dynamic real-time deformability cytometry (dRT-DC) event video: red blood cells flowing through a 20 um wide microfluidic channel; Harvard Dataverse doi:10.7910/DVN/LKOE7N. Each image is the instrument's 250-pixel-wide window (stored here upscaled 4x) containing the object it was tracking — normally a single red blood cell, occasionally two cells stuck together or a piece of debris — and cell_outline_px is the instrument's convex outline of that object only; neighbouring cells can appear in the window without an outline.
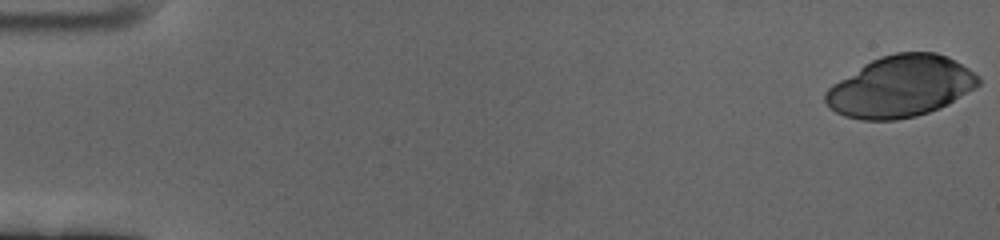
{"species": "human", "species_latin": "Homo sapiens", "temperature_condition": "cold", "stored_images_in_passage": 60, "camera_frame_rate_fps": 3000, "um_per_image_px": 0.085, "donor": {"sex": "female"}, "frame": {"image": 1, "passage_image": 1, "time_ms": 0.0, "image_size_px": [1000, 240], "cell_outline_px": [[980, 84], [976, 88], [948, 104], [940, 108], [916, 116], [896, 120], [860, 120], [844, 116], [836, 112], [824, 100], [824, 92], [832, 84], [864, 64], [880, 56], [896, 52], [936, 52], [948, 56], [956, 60], [980, 76]], "centroid_in_image_um": [76.57, 7.35], "position_along_channel_um": 8.4, "area_um2": 54.91}}
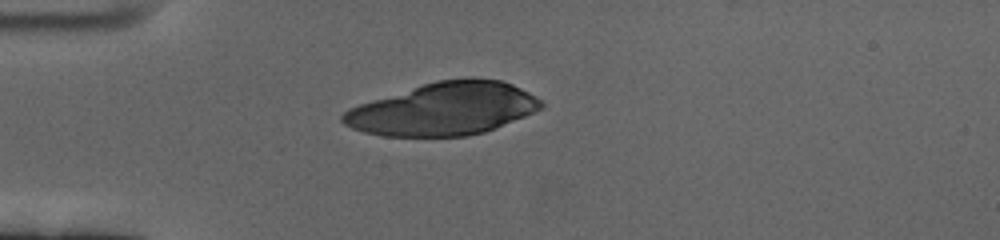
{"frame": {"image": 2, "passage_image": 17, "time_ms": 5.333, "image_size_px": [1000, 240], "cell_outline_px": [[544, 108], [496, 128], [484, 132], [468, 136], [384, 136], [364, 132], [352, 128], [344, 124], [340, 120], [340, 116], [348, 108], [372, 100], [436, 80], [468, 76], [500, 80], [512, 84], [528, 92], [540, 100], [544, 104]], "centroid_in_image_um": [37.72, 9.25], "position_along_channel_um": 47.3, "area_um2": 60.92}}